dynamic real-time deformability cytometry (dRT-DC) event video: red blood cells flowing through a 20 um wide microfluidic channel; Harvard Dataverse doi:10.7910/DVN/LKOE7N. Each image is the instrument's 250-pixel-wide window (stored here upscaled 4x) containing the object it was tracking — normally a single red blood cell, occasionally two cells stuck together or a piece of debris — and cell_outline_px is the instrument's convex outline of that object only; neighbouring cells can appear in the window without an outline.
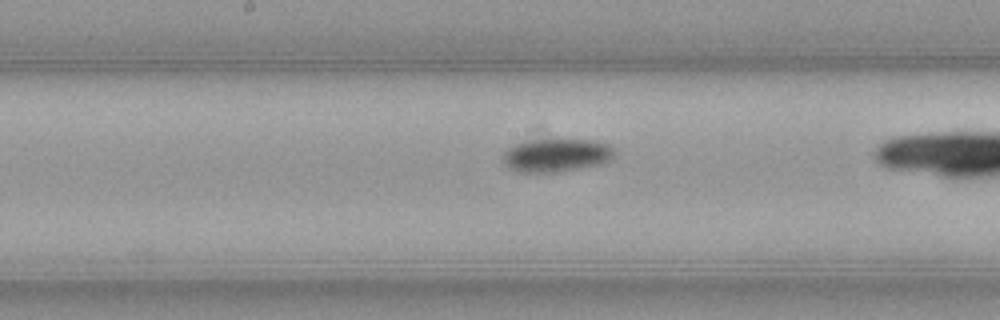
{"species": "common noctule bat (a hibernating species)", "species_latin": "Nyctalus noctula", "temperature_condition": "warm", "stored_images_in_passage": 34, "camera_frame_rate_fps": 3000, "um_per_image_px": 0.085, "animal": {"sex": "female", "body_mass_g": 21.9}, "frame": {"image": 1, "passage_image": 21, "time_ms": 6.667, "image_size_px": [1000, 320], "cell_outline_px": [[616, 152], [608, 160], [600, 164], [556, 172], [516, 172], [508, 168], [504, 164], [500, 156], [500, 152], [512, 144], [524, 140], [556, 136], [560, 136], [592, 140], [608, 144]], "centroid_in_image_um": [47.17, 13.12], "position_along_channel_um": 201.0, "area_um2": 22.89}}
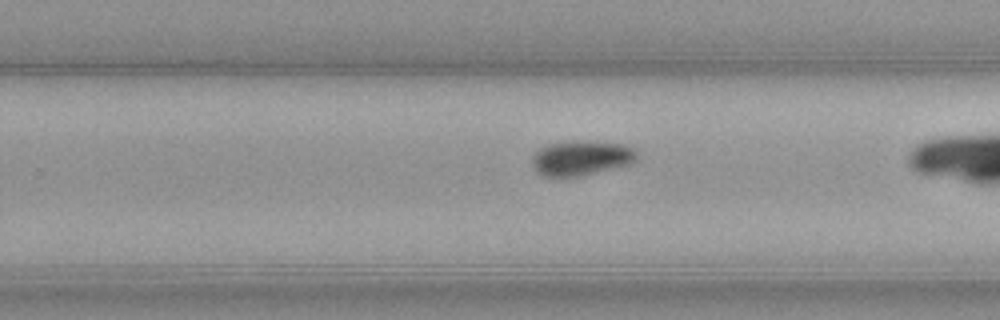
{"frame": {"image": 2, "passage_image": 27, "time_ms": 8.667, "image_size_px": [1000, 320], "cell_outline_px": [[636, 160], [628, 164], [580, 176], [540, 176], [532, 168], [532, 156], [540, 148], [548, 144], [624, 144], [636, 148]], "centroid_in_image_um": [49.36, 13.49], "position_along_channel_um": 280.4, "area_um2": 20.17}}
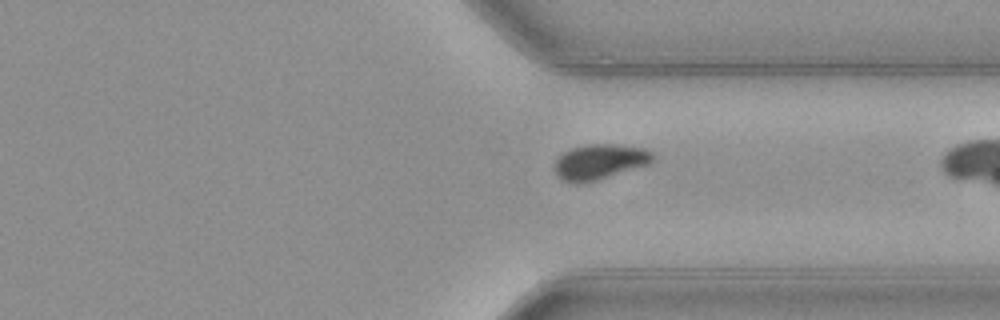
{"frame": {"image": 3, "passage_image": 33, "time_ms": 10.667, "image_size_px": [1000, 320], "cell_outline_px": [[652, 160], [648, 164], [596, 180], [580, 184], [572, 184], [560, 180], [556, 172], [556, 160], [564, 152], [572, 148], [588, 144], [620, 144], [644, 148], [652, 152]], "centroid_in_image_um": [50.95, 13.75], "position_along_channel_um": 360.5, "area_um2": 20.0}}